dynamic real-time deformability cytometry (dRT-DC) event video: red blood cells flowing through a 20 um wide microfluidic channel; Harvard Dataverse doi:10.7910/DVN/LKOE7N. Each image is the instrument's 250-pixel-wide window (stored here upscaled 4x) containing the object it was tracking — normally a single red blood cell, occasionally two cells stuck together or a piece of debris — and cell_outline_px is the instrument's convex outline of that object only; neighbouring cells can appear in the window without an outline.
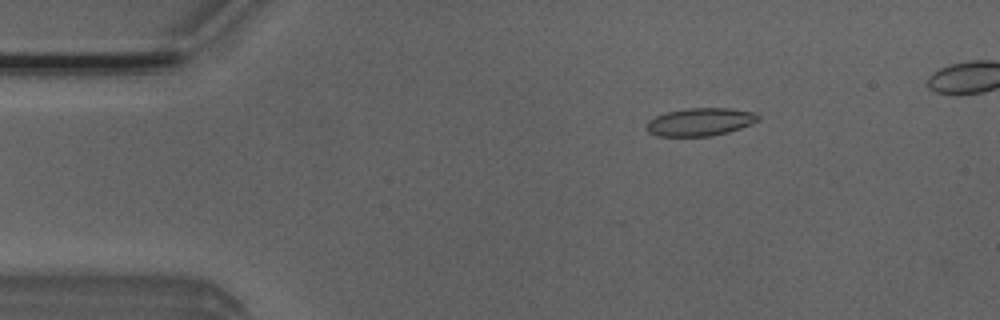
{"species": "Egyptian fruit bat (a non-hibernating species)", "species_latin": "Rousettus aegyptiacus", "temperature_condition": "room temperature", "stored_images_in_passage": 6, "camera_frame_rate_fps": 3000, "um_per_image_px": 0.085, "animal": {"sex": "male"}, "frame": {"image": 1, "passage_image": 2, "time_ms": 0.333, "image_size_px": [1000, 320], "cell_outline_px": [[760, 120], [740, 128], [728, 132], [712, 136], [656, 136], [648, 132], [644, 128], [648, 120], [656, 116], [668, 112], [688, 108], [728, 108], [756, 112], [760, 116]], "centroid_in_image_um": [59.51, 10.36], "position_along_channel_um": 25.5, "area_um2": 18.26}}